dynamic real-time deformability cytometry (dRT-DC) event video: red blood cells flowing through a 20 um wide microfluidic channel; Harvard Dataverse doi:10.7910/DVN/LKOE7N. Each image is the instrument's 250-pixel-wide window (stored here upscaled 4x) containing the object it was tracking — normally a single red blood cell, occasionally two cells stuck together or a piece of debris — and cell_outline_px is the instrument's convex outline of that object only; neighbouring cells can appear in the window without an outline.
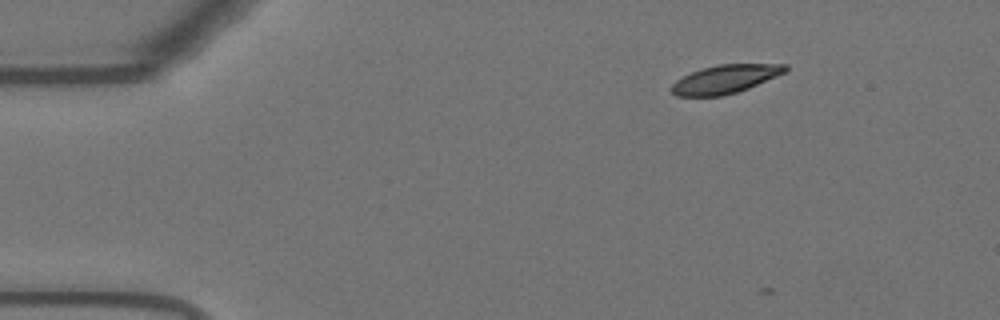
{"species": "Egyptian fruit bat (a non-hibernating species)", "species_latin": "Rousettus aegyptiacus", "temperature_condition": "warm", "stored_images_in_passage": 3, "camera_frame_rate_fps": 3000, "um_per_image_px": 0.085, "animal": {"sex": "female"}, "frame": {"image": 1, "passage_image": 2, "time_ms": 0.333, "image_size_px": [1000, 320], "cell_outline_px": [[788, 68], [784, 72], [776, 76], [748, 88], [724, 96], [676, 96], [668, 88], [676, 80], [700, 68], [716, 64], [788, 64]], "centroid_in_image_um": [61.6, 6.72], "position_along_channel_um": 23.4, "area_um2": 18.84}}